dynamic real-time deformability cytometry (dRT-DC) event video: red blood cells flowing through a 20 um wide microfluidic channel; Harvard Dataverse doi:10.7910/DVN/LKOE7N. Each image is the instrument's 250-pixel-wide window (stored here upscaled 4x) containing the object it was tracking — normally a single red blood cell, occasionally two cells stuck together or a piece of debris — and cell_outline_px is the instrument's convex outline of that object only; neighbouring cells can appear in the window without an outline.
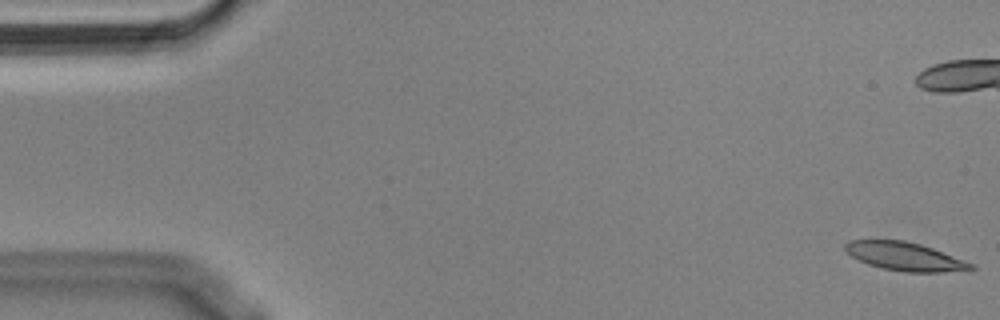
{"species": "Egyptian fruit bat (a non-hibernating species)", "species_latin": "Rousettus aegyptiacus", "temperature_condition": "cold", "stored_images_in_passage": 57, "camera_frame_rate_fps": 3000, "um_per_image_px": 0.085, "animal": {"sex": "male"}, "frame": {"image": 1, "passage_image": 1, "time_ms": 0.0, "image_size_px": [1000, 320], "cell_outline_px": [[976, 268], [940, 272], [904, 272], [880, 268], [868, 264], [852, 256], [844, 248], [844, 244], [848, 240], [904, 240], [920, 244], [932, 248], [972, 264]], "centroid_in_image_um": [76.84, 21.79], "position_along_channel_um": 8.2, "area_um2": 20.4}}